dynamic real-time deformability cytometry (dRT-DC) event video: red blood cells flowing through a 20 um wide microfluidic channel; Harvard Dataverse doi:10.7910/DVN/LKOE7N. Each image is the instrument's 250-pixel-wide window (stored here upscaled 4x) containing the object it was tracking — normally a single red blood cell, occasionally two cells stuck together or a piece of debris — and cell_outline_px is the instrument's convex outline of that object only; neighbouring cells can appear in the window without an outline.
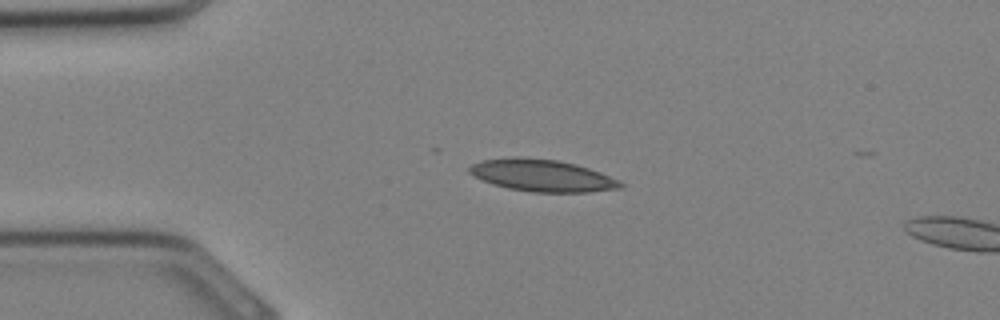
{"species": "Egyptian fruit bat (a non-hibernating species)", "species_latin": "Rousettus aegyptiacus", "temperature_condition": "cold", "stored_images_in_passage": 9, "camera_frame_rate_fps": 3000, "um_per_image_px": 0.085, "animal": {"sex": "female"}, "frame": {"image": 1, "passage_image": 7, "time_ms": 2.0, "image_size_px": [1000, 320], "cell_outline_px": [[624, 188], [588, 192], [532, 192], [508, 188], [492, 184], [468, 172], [468, 168], [472, 164], [480, 160], [512, 156], [520, 156], [556, 160], [576, 164], [600, 172], [620, 180], [624, 184]], "centroid_in_image_um": [46.09, 14.91], "position_along_channel_um": 38.9, "area_um2": 28.38}}